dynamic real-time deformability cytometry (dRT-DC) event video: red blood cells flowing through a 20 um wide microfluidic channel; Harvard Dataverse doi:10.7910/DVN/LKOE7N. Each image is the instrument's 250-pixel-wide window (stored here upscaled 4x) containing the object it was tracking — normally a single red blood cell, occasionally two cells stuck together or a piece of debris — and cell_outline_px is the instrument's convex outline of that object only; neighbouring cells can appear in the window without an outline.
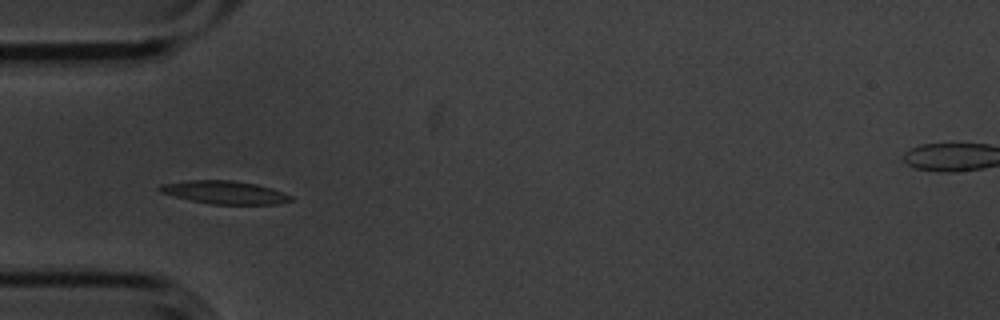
{"species": "common noctule bat (a hibernating species)", "species_latin": "Nyctalus noctula", "temperature_condition": "cold", "stored_images_in_passage": 12, "camera_frame_rate_fps": 3000, "um_per_image_px": 0.085, "animal": {"sex": "male", "body_mass_g": 20.1, "forearm_length_mm": 53.5}, "frame": {"image": 1, "passage_image": 2, "time_ms": 0.333, "image_size_px": [1000, 320], "cell_outline_px": [[292, 200], [276, 204], [212, 204], [192, 200], [160, 192], [156, 188], [160, 184], [184, 180], [232, 180], [256, 184], [272, 188], [292, 196]], "centroid_in_image_um": [19.06, 16.34], "position_along_channel_um": 65.9, "area_um2": 17.51}}
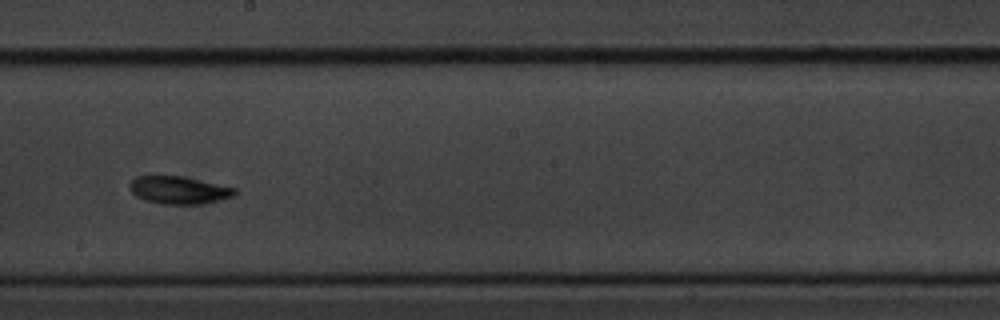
{"frame": {"image": 2, "passage_image": 6, "time_ms": 1.667, "image_size_px": [1000, 320], "cell_outline_px": [[236, 196], [220, 200], [200, 204], [160, 204], [144, 200], [136, 196], [128, 188], [128, 184], [136, 176], [184, 176], [236, 188]], "centroid_in_image_um": [15.2, 16.16], "position_along_channel_um": 233.0, "area_um2": 17.11}}
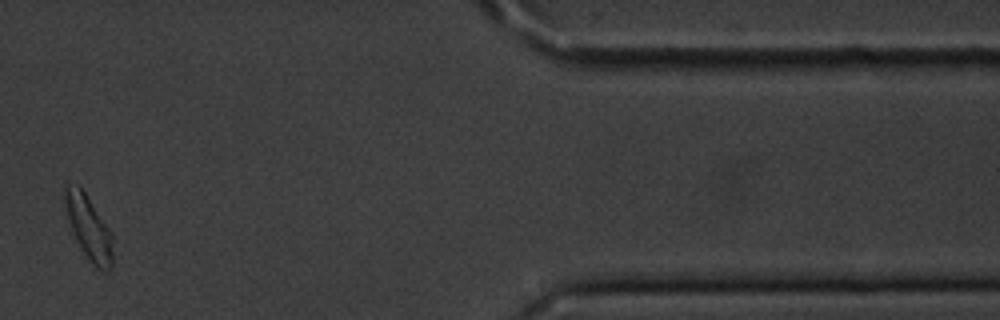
{"frame": {"image": 3, "passage_image": 11, "time_ms": 3.333, "image_size_px": [1000, 320], "cell_outline_px": [[112, 268], [108, 272], [96, 268], [92, 264], [68, 232], [64, 200], [64, 188], [68, 184], [80, 184], [112, 232]], "centroid_in_image_um": [7.49, 19.34], "position_along_channel_um": 403.9, "area_um2": 18.73}}